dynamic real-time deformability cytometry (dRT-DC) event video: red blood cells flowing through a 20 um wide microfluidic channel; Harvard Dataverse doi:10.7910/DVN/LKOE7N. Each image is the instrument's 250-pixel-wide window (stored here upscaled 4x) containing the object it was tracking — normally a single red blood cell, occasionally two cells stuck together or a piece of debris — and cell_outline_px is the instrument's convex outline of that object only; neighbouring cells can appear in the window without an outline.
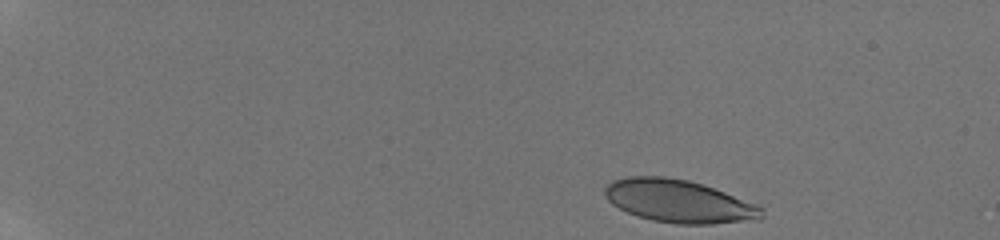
{"species": "human", "species_latin": "Homo sapiens", "temperature_condition": "room temperature", "stored_images_in_passage": 44, "camera_frame_rate_fps": 3000, "um_per_image_px": 0.085, "donor": {"sex": "male"}, "frame": {"image": 1, "passage_image": 1, "time_ms": 0.0, "image_size_px": [1000, 240], "cell_outline_px": [[764, 216], [760, 220], [712, 224], [676, 224], [652, 220], [636, 216], [612, 204], [608, 200], [604, 192], [604, 188], [612, 180], [628, 176], [664, 176], [688, 180], [704, 184], [756, 204], [764, 208]], "centroid_in_image_um": [57.73, 17.11], "position_along_channel_um": 27.3, "area_um2": 39.48}}
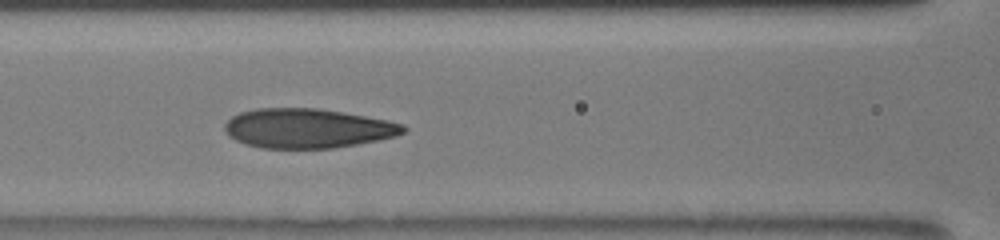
{"frame": {"image": 2, "passage_image": 20, "time_ms": 6.333, "image_size_px": [1000, 240], "cell_outline_px": [[408, 128], [404, 132], [396, 136], [356, 144], [332, 148], [260, 148], [244, 144], [228, 136], [224, 132], [224, 124], [232, 116], [240, 112], [256, 108], [316, 108], [388, 120], [404, 124]], "centroid_in_image_um": [26.1, 10.91], "position_along_channel_um": 140.5, "area_um2": 41.1}}
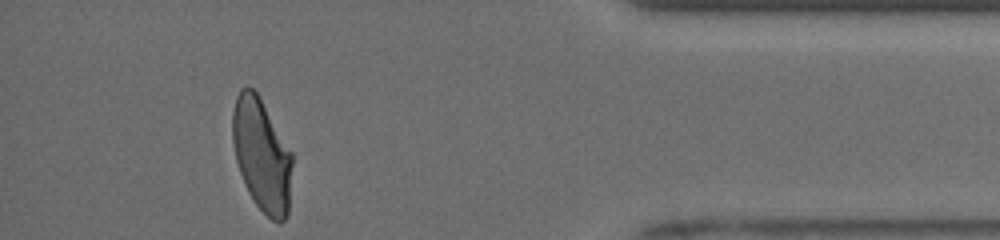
{"frame": {"image": 3, "passage_image": 43, "time_ms": 14.0, "image_size_px": [1000, 240], "cell_outline_px": [[292, 164], [288, 216], [280, 224], [272, 220], [256, 204], [248, 192], [240, 172], [236, 160], [232, 140], [232, 112], [236, 96], [240, 88], [248, 84], [260, 96], [292, 152]], "centroid_in_image_um": [22.25, 13.14], "position_along_channel_um": 413.0, "area_um2": 39.54}, "authors_computed_cell_mechanics": {"area_um2": 40.8068, "velocity_mm_per_s": 3.9653, "shape_relaxation_time_tau1_ms": 6.7195, "shape_relaxation_time_tau2_ms": 0.8906, "deformation_change_tau1": 0.225, "deformation_change_tau2": 0.0691}}